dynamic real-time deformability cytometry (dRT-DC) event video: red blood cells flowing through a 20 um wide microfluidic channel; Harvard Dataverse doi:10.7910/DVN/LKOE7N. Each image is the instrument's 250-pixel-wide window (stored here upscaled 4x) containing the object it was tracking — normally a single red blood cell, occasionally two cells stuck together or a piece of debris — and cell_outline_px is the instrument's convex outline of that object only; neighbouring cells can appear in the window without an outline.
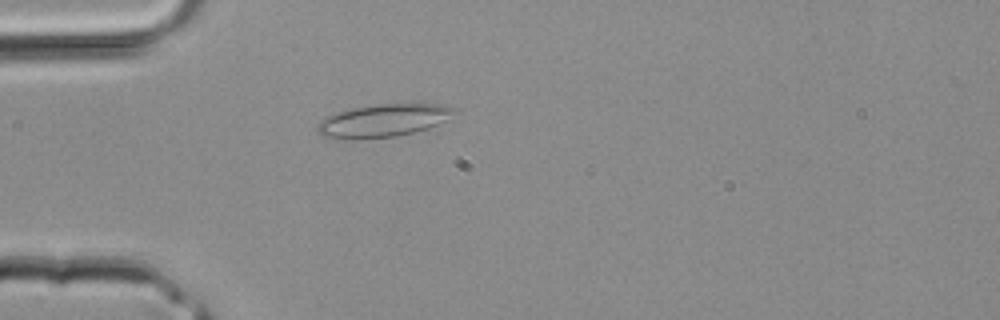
{"species": "common noctule bat (a hibernating species)", "species_latin": "Nyctalus noctula", "temperature_condition": "room temperature", "stored_images_in_passage": 29, "camera_frame_rate_fps": 3000, "um_per_image_px": 0.085, "animal": {"sex": "male", "body_mass_g": 20.4}, "frame": {"image": 1, "passage_image": 2, "time_ms": 0.333, "image_size_px": [1000, 320], "cell_outline_px": [[460, 112], [428, 128], [396, 136], [320, 136], [316, 128], [316, 124], [320, 120], [328, 116], [352, 108], [376, 104], [440, 104], [456, 108]], "centroid_in_image_um": [32.66, 10.19], "position_along_channel_um": 52.3, "area_um2": 25.09}}
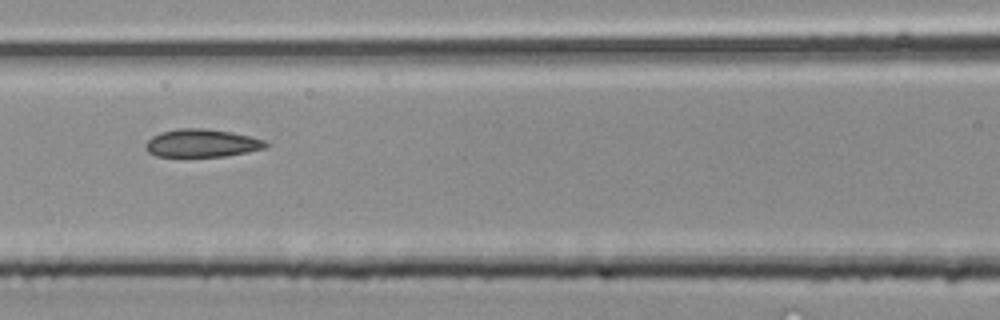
{"frame": {"image": 2, "passage_image": 8, "time_ms": 2.333, "image_size_px": [1000, 320], "cell_outline_px": [[268, 148], [224, 156], [156, 156], [148, 152], [144, 148], [144, 144], [152, 136], [160, 132], [176, 128], [204, 128], [232, 132], [264, 140], [268, 144]], "centroid_in_image_um": [17.12, 12.16], "position_along_channel_um": 149.5, "area_um2": 19.59}}
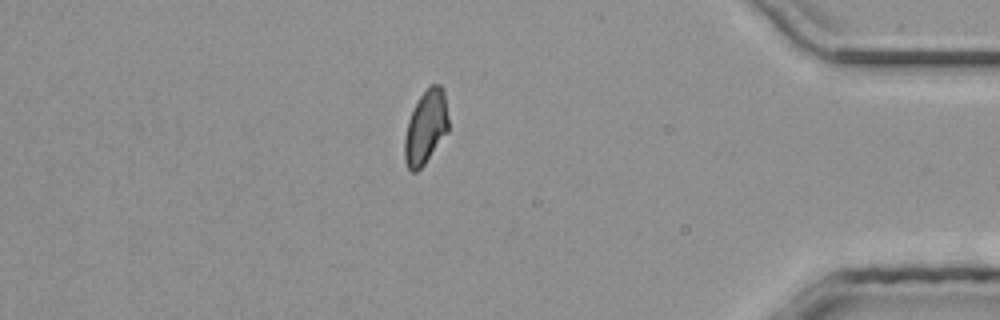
{"frame": {"image": 3, "passage_image": 24, "time_ms": 7.667, "image_size_px": [1000, 320], "cell_outline_px": [[448, 132], [424, 164], [416, 172], [412, 172], [408, 168], [404, 160], [404, 136], [408, 120], [420, 96], [428, 84], [440, 84], [444, 88], [448, 120]], "centroid_in_image_um": [36.19, 10.79], "position_along_channel_um": 399.0, "area_um2": 18.96}}